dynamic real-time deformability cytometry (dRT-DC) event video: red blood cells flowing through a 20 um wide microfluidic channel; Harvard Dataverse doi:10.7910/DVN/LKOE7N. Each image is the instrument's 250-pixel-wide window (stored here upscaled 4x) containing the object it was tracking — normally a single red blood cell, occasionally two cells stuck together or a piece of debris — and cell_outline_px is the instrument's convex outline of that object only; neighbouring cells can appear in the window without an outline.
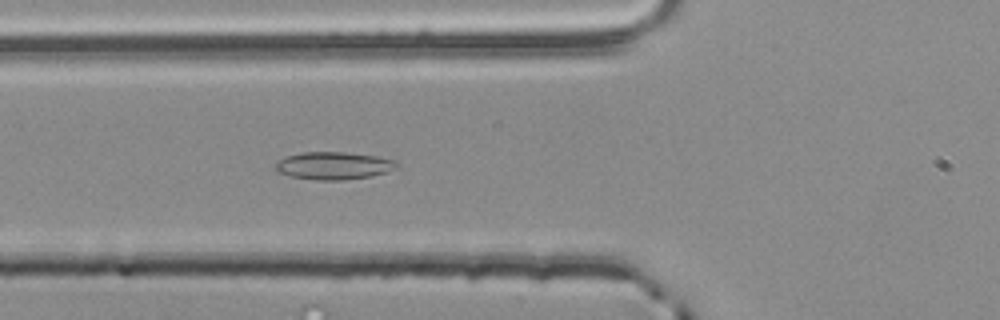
{"species": "common noctule bat (a hibernating species)", "species_latin": "Nyctalus noctula", "temperature_condition": "room temperature", "stored_images_in_passage": 14, "camera_frame_rate_fps": 3000, "um_per_image_px": 0.085, "animal": {"sex": "male", "body_mass_g": 20.4}, "frame": {"image": 1, "passage_image": 7, "time_ms": 2.0, "image_size_px": [1000, 320], "cell_outline_px": [[400, 164], [388, 172], [372, 176], [344, 180], [316, 180], [292, 176], [280, 172], [276, 168], [276, 164], [280, 160], [288, 156], [300, 152], [344, 152], [376, 156], [396, 160]], "centroid_in_image_um": [28.43, 14.08], "position_along_channel_um": 97.4, "area_um2": 19.36}}